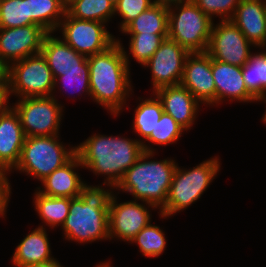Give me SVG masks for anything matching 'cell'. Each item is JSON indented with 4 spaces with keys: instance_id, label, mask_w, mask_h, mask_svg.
I'll return each mask as SVG.
<instances>
[{
    "instance_id": "5",
    "label": "cell",
    "mask_w": 266,
    "mask_h": 267,
    "mask_svg": "<svg viewBox=\"0 0 266 267\" xmlns=\"http://www.w3.org/2000/svg\"><path fill=\"white\" fill-rule=\"evenodd\" d=\"M220 158L214 156L195 167L184 168L177 165L164 207L157 213L160 218L168 219L184 211L201 199L211 183L219 175Z\"/></svg>"
},
{
    "instance_id": "37",
    "label": "cell",
    "mask_w": 266,
    "mask_h": 267,
    "mask_svg": "<svg viewBox=\"0 0 266 267\" xmlns=\"http://www.w3.org/2000/svg\"><path fill=\"white\" fill-rule=\"evenodd\" d=\"M10 97V76L0 75V111L12 107Z\"/></svg>"
},
{
    "instance_id": "32",
    "label": "cell",
    "mask_w": 266,
    "mask_h": 267,
    "mask_svg": "<svg viewBox=\"0 0 266 267\" xmlns=\"http://www.w3.org/2000/svg\"><path fill=\"white\" fill-rule=\"evenodd\" d=\"M57 89L62 93L61 95H64L62 90H65L66 93L71 90L73 91L72 93L78 92V96L84 95V97H87L86 95H88L91 98L88 61L82 66V70L66 71L55 79L54 92L52 94L54 98L57 96Z\"/></svg>"
},
{
    "instance_id": "4",
    "label": "cell",
    "mask_w": 266,
    "mask_h": 267,
    "mask_svg": "<svg viewBox=\"0 0 266 267\" xmlns=\"http://www.w3.org/2000/svg\"><path fill=\"white\" fill-rule=\"evenodd\" d=\"M110 188H89L83 195L70 198L69 214L60 227L63 239L78 244L109 240Z\"/></svg>"
},
{
    "instance_id": "28",
    "label": "cell",
    "mask_w": 266,
    "mask_h": 267,
    "mask_svg": "<svg viewBox=\"0 0 266 267\" xmlns=\"http://www.w3.org/2000/svg\"><path fill=\"white\" fill-rule=\"evenodd\" d=\"M260 50V51H258ZM247 91L258 99L266 95V48L252 52L241 67Z\"/></svg>"
},
{
    "instance_id": "36",
    "label": "cell",
    "mask_w": 266,
    "mask_h": 267,
    "mask_svg": "<svg viewBox=\"0 0 266 267\" xmlns=\"http://www.w3.org/2000/svg\"><path fill=\"white\" fill-rule=\"evenodd\" d=\"M12 172L4 168H0V217L6 218L8 203L11 197V183L9 181V176Z\"/></svg>"
},
{
    "instance_id": "17",
    "label": "cell",
    "mask_w": 266,
    "mask_h": 267,
    "mask_svg": "<svg viewBox=\"0 0 266 267\" xmlns=\"http://www.w3.org/2000/svg\"><path fill=\"white\" fill-rule=\"evenodd\" d=\"M161 100L163 111L174 118L186 132L195 124L202 104L181 84L166 86L154 92Z\"/></svg>"
},
{
    "instance_id": "38",
    "label": "cell",
    "mask_w": 266,
    "mask_h": 267,
    "mask_svg": "<svg viewBox=\"0 0 266 267\" xmlns=\"http://www.w3.org/2000/svg\"><path fill=\"white\" fill-rule=\"evenodd\" d=\"M23 267H63V265H61V263L56 259L55 261L49 263L26 265Z\"/></svg>"
},
{
    "instance_id": "18",
    "label": "cell",
    "mask_w": 266,
    "mask_h": 267,
    "mask_svg": "<svg viewBox=\"0 0 266 267\" xmlns=\"http://www.w3.org/2000/svg\"><path fill=\"white\" fill-rule=\"evenodd\" d=\"M212 74L216 88V106L224 101L245 104L255 102L256 99L247 91L241 67L212 59Z\"/></svg>"
},
{
    "instance_id": "7",
    "label": "cell",
    "mask_w": 266,
    "mask_h": 267,
    "mask_svg": "<svg viewBox=\"0 0 266 267\" xmlns=\"http://www.w3.org/2000/svg\"><path fill=\"white\" fill-rule=\"evenodd\" d=\"M168 38L179 43L189 53L207 51L213 20L192 0L168 7Z\"/></svg>"
},
{
    "instance_id": "43",
    "label": "cell",
    "mask_w": 266,
    "mask_h": 267,
    "mask_svg": "<svg viewBox=\"0 0 266 267\" xmlns=\"http://www.w3.org/2000/svg\"><path fill=\"white\" fill-rule=\"evenodd\" d=\"M61 3L67 7L68 5H70L74 0H60Z\"/></svg>"
},
{
    "instance_id": "26",
    "label": "cell",
    "mask_w": 266,
    "mask_h": 267,
    "mask_svg": "<svg viewBox=\"0 0 266 267\" xmlns=\"http://www.w3.org/2000/svg\"><path fill=\"white\" fill-rule=\"evenodd\" d=\"M29 25H39L48 33H56L66 7L60 0H28Z\"/></svg>"
},
{
    "instance_id": "1",
    "label": "cell",
    "mask_w": 266,
    "mask_h": 267,
    "mask_svg": "<svg viewBox=\"0 0 266 267\" xmlns=\"http://www.w3.org/2000/svg\"><path fill=\"white\" fill-rule=\"evenodd\" d=\"M143 153L142 143L123 135L93 133L76 146L83 168L104 177L103 183L94 184L93 188L113 189Z\"/></svg>"
},
{
    "instance_id": "21",
    "label": "cell",
    "mask_w": 266,
    "mask_h": 267,
    "mask_svg": "<svg viewBox=\"0 0 266 267\" xmlns=\"http://www.w3.org/2000/svg\"><path fill=\"white\" fill-rule=\"evenodd\" d=\"M48 33L43 40L41 53L46 58L48 67L52 71L54 79L63 75V72L82 70V66L88 61L87 56L77 53L66 44L61 37Z\"/></svg>"
},
{
    "instance_id": "35",
    "label": "cell",
    "mask_w": 266,
    "mask_h": 267,
    "mask_svg": "<svg viewBox=\"0 0 266 267\" xmlns=\"http://www.w3.org/2000/svg\"><path fill=\"white\" fill-rule=\"evenodd\" d=\"M198 8L213 21L230 20L241 0H192Z\"/></svg>"
},
{
    "instance_id": "11",
    "label": "cell",
    "mask_w": 266,
    "mask_h": 267,
    "mask_svg": "<svg viewBox=\"0 0 266 267\" xmlns=\"http://www.w3.org/2000/svg\"><path fill=\"white\" fill-rule=\"evenodd\" d=\"M118 195L111 189L108 219L109 238L130 243L144 227L152 222L151 210L157 208L149 203L133 199L119 202Z\"/></svg>"
},
{
    "instance_id": "42",
    "label": "cell",
    "mask_w": 266,
    "mask_h": 267,
    "mask_svg": "<svg viewBox=\"0 0 266 267\" xmlns=\"http://www.w3.org/2000/svg\"><path fill=\"white\" fill-rule=\"evenodd\" d=\"M111 264H112L111 261H104V262H99V264L96 265L95 267H114Z\"/></svg>"
},
{
    "instance_id": "22",
    "label": "cell",
    "mask_w": 266,
    "mask_h": 267,
    "mask_svg": "<svg viewBox=\"0 0 266 267\" xmlns=\"http://www.w3.org/2000/svg\"><path fill=\"white\" fill-rule=\"evenodd\" d=\"M49 239L47 228L36 227L16 246L11 264L14 267H23L55 261L57 258L52 256Z\"/></svg>"
},
{
    "instance_id": "19",
    "label": "cell",
    "mask_w": 266,
    "mask_h": 267,
    "mask_svg": "<svg viewBox=\"0 0 266 267\" xmlns=\"http://www.w3.org/2000/svg\"><path fill=\"white\" fill-rule=\"evenodd\" d=\"M25 138L15 109L10 107L0 111V168L12 171L16 167Z\"/></svg>"
},
{
    "instance_id": "16",
    "label": "cell",
    "mask_w": 266,
    "mask_h": 267,
    "mask_svg": "<svg viewBox=\"0 0 266 267\" xmlns=\"http://www.w3.org/2000/svg\"><path fill=\"white\" fill-rule=\"evenodd\" d=\"M84 169L79 157L75 155L62 167L54 170L49 176L41 181V186L36 190L51 197L75 198L83 195L93 185H88L82 180L81 175L76 170Z\"/></svg>"
},
{
    "instance_id": "30",
    "label": "cell",
    "mask_w": 266,
    "mask_h": 267,
    "mask_svg": "<svg viewBox=\"0 0 266 267\" xmlns=\"http://www.w3.org/2000/svg\"><path fill=\"white\" fill-rule=\"evenodd\" d=\"M114 8L108 0H74L66 7V12L76 19L107 24L114 18Z\"/></svg>"
},
{
    "instance_id": "27",
    "label": "cell",
    "mask_w": 266,
    "mask_h": 267,
    "mask_svg": "<svg viewBox=\"0 0 266 267\" xmlns=\"http://www.w3.org/2000/svg\"><path fill=\"white\" fill-rule=\"evenodd\" d=\"M168 7L153 4L130 22L121 33L168 34Z\"/></svg>"
},
{
    "instance_id": "33",
    "label": "cell",
    "mask_w": 266,
    "mask_h": 267,
    "mask_svg": "<svg viewBox=\"0 0 266 267\" xmlns=\"http://www.w3.org/2000/svg\"><path fill=\"white\" fill-rule=\"evenodd\" d=\"M28 25V0H0V29Z\"/></svg>"
},
{
    "instance_id": "34",
    "label": "cell",
    "mask_w": 266,
    "mask_h": 267,
    "mask_svg": "<svg viewBox=\"0 0 266 267\" xmlns=\"http://www.w3.org/2000/svg\"><path fill=\"white\" fill-rule=\"evenodd\" d=\"M153 4V0H119L114 8V17L118 15L122 19L118 24L119 32Z\"/></svg>"
},
{
    "instance_id": "14",
    "label": "cell",
    "mask_w": 266,
    "mask_h": 267,
    "mask_svg": "<svg viewBox=\"0 0 266 267\" xmlns=\"http://www.w3.org/2000/svg\"><path fill=\"white\" fill-rule=\"evenodd\" d=\"M47 34L39 25L0 29V58L9 67L16 61L41 53Z\"/></svg>"
},
{
    "instance_id": "24",
    "label": "cell",
    "mask_w": 266,
    "mask_h": 267,
    "mask_svg": "<svg viewBox=\"0 0 266 267\" xmlns=\"http://www.w3.org/2000/svg\"><path fill=\"white\" fill-rule=\"evenodd\" d=\"M33 197L34 209L44 223L38 225V227L46 228L45 226H47L54 230L55 227L62 226L69 214L70 198L43 195L36 189Z\"/></svg>"
},
{
    "instance_id": "31",
    "label": "cell",
    "mask_w": 266,
    "mask_h": 267,
    "mask_svg": "<svg viewBox=\"0 0 266 267\" xmlns=\"http://www.w3.org/2000/svg\"><path fill=\"white\" fill-rule=\"evenodd\" d=\"M165 231L160 226L150 223L144 227L131 241L139 247V252L149 258H157L166 250Z\"/></svg>"
},
{
    "instance_id": "29",
    "label": "cell",
    "mask_w": 266,
    "mask_h": 267,
    "mask_svg": "<svg viewBox=\"0 0 266 267\" xmlns=\"http://www.w3.org/2000/svg\"><path fill=\"white\" fill-rule=\"evenodd\" d=\"M185 131L186 130L178 124L172 116L163 112L154 128V132H151L150 136L142 143L144 152L157 153V148H153L154 145H161L163 147L174 143L176 144Z\"/></svg>"
},
{
    "instance_id": "12",
    "label": "cell",
    "mask_w": 266,
    "mask_h": 267,
    "mask_svg": "<svg viewBox=\"0 0 266 267\" xmlns=\"http://www.w3.org/2000/svg\"><path fill=\"white\" fill-rule=\"evenodd\" d=\"M254 48L256 50L231 20L213 22L206 51L212 59L242 67Z\"/></svg>"
},
{
    "instance_id": "23",
    "label": "cell",
    "mask_w": 266,
    "mask_h": 267,
    "mask_svg": "<svg viewBox=\"0 0 266 267\" xmlns=\"http://www.w3.org/2000/svg\"><path fill=\"white\" fill-rule=\"evenodd\" d=\"M137 99L139 104H136L134 110L132 129L134 134L139 137L136 139L143 143L151 132H154V128L164 111L161 100L154 92L150 94V97H138Z\"/></svg>"
},
{
    "instance_id": "39",
    "label": "cell",
    "mask_w": 266,
    "mask_h": 267,
    "mask_svg": "<svg viewBox=\"0 0 266 267\" xmlns=\"http://www.w3.org/2000/svg\"><path fill=\"white\" fill-rule=\"evenodd\" d=\"M185 1L186 0H153L154 4H161L167 7L174 5V4H179Z\"/></svg>"
},
{
    "instance_id": "40",
    "label": "cell",
    "mask_w": 266,
    "mask_h": 267,
    "mask_svg": "<svg viewBox=\"0 0 266 267\" xmlns=\"http://www.w3.org/2000/svg\"><path fill=\"white\" fill-rule=\"evenodd\" d=\"M255 102H256V104L259 102H261V103H266V95L265 96H262V97H260V98H258V99H256L255 100ZM263 123H264V125L266 124V108H265V111H264V114H263V116H262V120H261Z\"/></svg>"
},
{
    "instance_id": "3",
    "label": "cell",
    "mask_w": 266,
    "mask_h": 267,
    "mask_svg": "<svg viewBox=\"0 0 266 267\" xmlns=\"http://www.w3.org/2000/svg\"><path fill=\"white\" fill-rule=\"evenodd\" d=\"M154 156V152H144L112 190L129 193L134 200L149 203L160 211L178 163L171 157L155 160Z\"/></svg>"
},
{
    "instance_id": "25",
    "label": "cell",
    "mask_w": 266,
    "mask_h": 267,
    "mask_svg": "<svg viewBox=\"0 0 266 267\" xmlns=\"http://www.w3.org/2000/svg\"><path fill=\"white\" fill-rule=\"evenodd\" d=\"M130 35L128 50L123 46V41L119 37L116 41L121 44L125 60L130 68L131 58L143 66L160 47L161 43L168 38V34H143V33H122ZM129 51V52H128ZM131 55V58H130Z\"/></svg>"
},
{
    "instance_id": "44",
    "label": "cell",
    "mask_w": 266,
    "mask_h": 267,
    "mask_svg": "<svg viewBox=\"0 0 266 267\" xmlns=\"http://www.w3.org/2000/svg\"><path fill=\"white\" fill-rule=\"evenodd\" d=\"M113 6H115L119 0H108Z\"/></svg>"
},
{
    "instance_id": "13",
    "label": "cell",
    "mask_w": 266,
    "mask_h": 267,
    "mask_svg": "<svg viewBox=\"0 0 266 267\" xmlns=\"http://www.w3.org/2000/svg\"><path fill=\"white\" fill-rule=\"evenodd\" d=\"M189 54L179 43L169 38L161 43L154 55L142 66L151 71L152 92L181 84L185 60Z\"/></svg>"
},
{
    "instance_id": "10",
    "label": "cell",
    "mask_w": 266,
    "mask_h": 267,
    "mask_svg": "<svg viewBox=\"0 0 266 267\" xmlns=\"http://www.w3.org/2000/svg\"><path fill=\"white\" fill-rule=\"evenodd\" d=\"M106 26L103 22L76 19L66 12L56 32H61L59 37L77 53L88 57L106 51L116 42Z\"/></svg>"
},
{
    "instance_id": "41",
    "label": "cell",
    "mask_w": 266,
    "mask_h": 267,
    "mask_svg": "<svg viewBox=\"0 0 266 267\" xmlns=\"http://www.w3.org/2000/svg\"><path fill=\"white\" fill-rule=\"evenodd\" d=\"M0 75H9L8 66L0 58Z\"/></svg>"
},
{
    "instance_id": "20",
    "label": "cell",
    "mask_w": 266,
    "mask_h": 267,
    "mask_svg": "<svg viewBox=\"0 0 266 267\" xmlns=\"http://www.w3.org/2000/svg\"><path fill=\"white\" fill-rule=\"evenodd\" d=\"M257 48H266V0H241L230 19Z\"/></svg>"
},
{
    "instance_id": "2",
    "label": "cell",
    "mask_w": 266,
    "mask_h": 267,
    "mask_svg": "<svg viewBox=\"0 0 266 267\" xmlns=\"http://www.w3.org/2000/svg\"><path fill=\"white\" fill-rule=\"evenodd\" d=\"M87 60L91 99L112 117L119 116L130 106L129 98L134 95L131 68L121 44L116 41L106 51L88 56Z\"/></svg>"
},
{
    "instance_id": "6",
    "label": "cell",
    "mask_w": 266,
    "mask_h": 267,
    "mask_svg": "<svg viewBox=\"0 0 266 267\" xmlns=\"http://www.w3.org/2000/svg\"><path fill=\"white\" fill-rule=\"evenodd\" d=\"M75 155L76 145L67 146L60 135L26 137L19 162L11 172L24 173L41 182Z\"/></svg>"
},
{
    "instance_id": "9",
    "label": "cell",
    "mask_w": 266,
    "mask_h": 267,
    "mask_svg": "<svg viewBox=\"0 0 266 267\" xmlns=\"http://www.w3.org/2000/svg\"><path fill=\"white\" fill-rule=\"evenodd\" d=\"M8 72L11 97H46L54 92L55 79L42 53L12 63Z\"/></svg>"
},
{
    "instance_id": "8",
    "label": "cell",
    "mask_w": 266,
    "mask_h": 267,
    "mask_svg": "<svg viewBox=\"0 0 266 267\" xmlns=\"http://www.w3.org/2000/svg\"><path fill=\"white\" fill-rule=\"evenodd\" d=\"M15 101L12 107L26 137L60 135L65 107L56 97H24Z\"/></svg>"
},
{
    "instance_id": "15",
    "label": "cell",
    "mask_w": 266,
    "mask_h": 267,
    "mask_svg": "<svg viewBox=\"0 0 266 267\" xmlns=\"http://www.w3.org/2000/svg\"><path fill=\"white\" fill-rule=\"evenodd\" d=\"M181 85L187 88L206 107L208 105V107L216 105L212 58L206 52L190 53L187 56Z\"/></svg>"
}]
</instances>
